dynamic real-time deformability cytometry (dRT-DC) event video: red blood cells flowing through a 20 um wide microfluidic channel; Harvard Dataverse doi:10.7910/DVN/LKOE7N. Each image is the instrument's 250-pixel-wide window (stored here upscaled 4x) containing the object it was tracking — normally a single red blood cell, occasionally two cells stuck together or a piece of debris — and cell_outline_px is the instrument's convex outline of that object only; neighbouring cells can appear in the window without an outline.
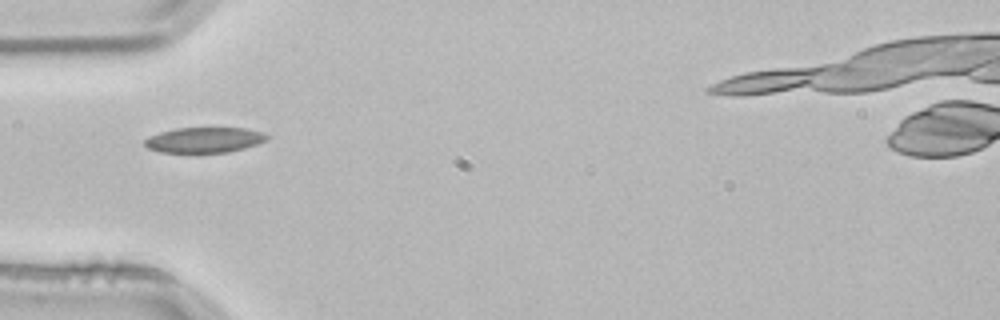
{"species": "common noctule bat (a hibernating species)", "species_latin": "Nyctalus noctula", "temperature_condition": "room temperature", "stored_images_in_passage": 1, "camera_frame_rate_fps": 3000, "um_per_image_px": 0.085, "animal": {"sex": "male", "body_mass_g": 21.5, "forearm_length_mm": 52.0}, "frame": {"image": 1, "passage_image": 1, "time_ms": 0.0, "image_size_px": [1000, 320], "cell_outline_px": [[268, 140], [244, 148], [228, 152], [160, 152], [148, 148], [144, 144], [144, 140], [148, 136], [160, 132], [176, 128], [244, 128], [264, 132], [268, 136]], "centroid_in_image_um": [17.36, 11.89], "position_along_channel_um": 67.6, "area_um2": 18.03}}